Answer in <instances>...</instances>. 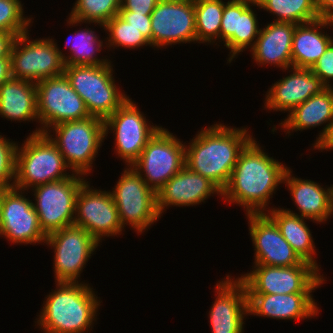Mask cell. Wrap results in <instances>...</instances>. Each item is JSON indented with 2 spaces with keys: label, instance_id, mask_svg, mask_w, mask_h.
I'll return each instance as SVG.
<instances>
[{
  "label": "cell",
  "instance_id": "b9f144b4",
  "mask_svg": "<svg viewBox=\"0 0 333 333\" xmlns=\"http://www.w3.org/2000/svg\"><path fill=\"white\" fill-rule=\"evenodd\" d=\"M15 36L9 32L0 31V59L10 58V51Z\"/></svg>",
  "mask_w": 333,
  "mask_h": 333
},
{
  "label": "cell",
  "instance_id": "7c38bea8",
  "mask_svg": "<svg viewBox=\"0 0 333 333\" xmlns=\"http://www.w3.org/2000/svg\"><path fill=\"white\" fill-rule=\"evenodd\" d=\"M121 176L115 190L111 192L120 222L123 228L129 223L138 233H142L161 217L157 209L156 192L131 166Z\"/></svg>",
  "mask_w": 333,
  "mask_h": 333
},
{
  "label": "cell",
  "instance_id": "9a60e30c",
  "mask_svg": "<svg viewBox=\"0 0 333 333\" xmlns=\"http://www.w3.org/2000/svg\"><path fill=\"white\" fill-rule=\"evenodd\" d=\"M74 225L84 228L98 243L103 236L120 235L123 226L111 192L93 190L85 182L76 196Z\"/></svg>",
  "mask_w": 333,
  "mask_h": 333
},
{
  "label": "cell",
  "instance_id": "d4e9b609",
  "mask_svg": "<svg viewBox=\"0 0 333 333\" xmlns=\"http://www.w3.org/2000/svg\"><path fill=\"white\" fill-rule=\"evenodd\" d=\"M284 183L291 191L300 217L320 223L327 221L333 214V185L326 190L314 181L292 177L289 169L286 171Z\"/></svg>",
  "mask_w": 333,
  "mask_h": 333
},
{
  "label": "cell",
  "instance_id": "ba28073f",
  "mask_svg": "<svg viewBox=\"0 0 333 333\" xmlns=\"http://www.w3.org/2000/svg\"><path fill=\"white\" fill-rule=\"evenodd\" d=\"M253 267V271L239 278L247 294L311 293L325 281L319 270L305 261L290 267L261 264Z\"/></svg>",
  "mask_w": 333,
  "mask_h": 333
},
{
  "label": "cell",
  "instance_id": "8992f818",
  "mask_svg": "<svg viewBox=\"0 0 333 333\" xmlns=\"http://www.w3.org/2000/svg\"><path fill=\"white\" fill-rule=\"evenodd\" d=\"M53 128V129H52ZM56 138L45 132L63 155L66 165L72 172L90 174L98 148L105 138L104 121L97 117L66 121L51 127Z\"/></svg>",
  "mask_w": 333,
  "mask_h": 333
},
{
  "label": "cell",
  "instance_id": "ee69618b",
  "mask_svg": "<svg viewBox=\"0 0 333 333\" xmlns=\"http://www.w3.org/2000/svg\"><path fill=\"white\" fill-rule=\"evenodd\" d=\"M324 149H333V133H332V136L330 137V139L328 140V142L325 144V146L321 149V150H324Z\"/></svg>",
  "mask_w": 333,
  "mask_h": 333
},
{
  "label": "cell",
  "instance_id": "83f0119b",
  "mask_svg": "<svg viewBox=\"0 0 333 333\" xmlns=\"http://www.w3.org/2000/svg\"><path fill=\"white\" fill-rule=\"evenodd\" d=\"M267 215L275 222L282 236L292 246L298 256L320 270L316 260H314L315 257H313L315 245L304 218L293 213V211L291 212V210L282 208H271Z\"/></svg>",
  "mask_w": 333,
  "mask_h": 333
},
{
  "label": "cell",
  "instance_id": "836d02e7",
  "mask_svg": "<svg viewBox=\"0 0 333 333\" xmlns=\"http://www.w3.org/2000/svg\"><path fill=\"white\" fill-rule=\"evenodd\" d=\"M105 30L109 31V47L138 48L144 45H150V42L142 35L141 31L130 23H127L119 15L114 16L105 25ZM117 45V46H116Z\"/></svg>",
  "mask_w": 333,
  "mask_h": 333
},
{
  "label": "cell",
  "instance_id": "7402d4cb",
  "mask_svg": "<svg viewBox=\"0 0 333 333\" xmlns=\"http://www.w3.org/2000/svg\"><path fill=\"white\" fill-rule=\"evenodd\" d=\"M293 73L274 83L266 95L265 108L291 112L326 87L310 68L291 67Z\"/></svg>",
  "mask_w": 333,
  "mask_h": 333
},
{
  "label": "cell",
  "instance_id": "ab89813d",
  "mask_svg": "<svg viewBox=\"0 0 333 333\" xmlns=\"http://www.w3.org/2000/svg\"><path fill=\"white\" fill-rule=\"evenodd\" d=\"M160 0H121L120 9L133 13L151 14Z\"/></svg>",
  "mask_w": 333,
  "mask_h": 333
},
{
  "label": "cell",
  "instance_id": "7a4b0ae2",
  "mask_svg": "<svg viewBox=\"0 0 333 333\" xmlns=\"http://www.w3.org/2000/svg\"><path fill=\"white\" fill-rule=\"evenodd\" d=\"M244 128L214 124L201 130L185 146V166L207 177L223 190L231 177L241 151L253 139ZM188 148V149H187Z\"/></svg>",
  "mask_w": 333,
  "mask_h": 333
},
{
  "label": "cell",
  "instance_id": "74e56055",
  "mask_svg": "<svg viewBox=\"0 0 333 333\" xmlns=\"http://www.w3.org/2000/svg\"><path fill=\"white\" fill-rule=\"evenodd\" d=\"M311 70L326 88L332 87L329 83L330 79L333 80V42L311 67Z\"/></svg>",
  "mask_w": 333,
  "mask_h": 333
},
{
  "label": "cell",
  "instance_id": "9c48e42d",
  "mask_svg": "<svg viewBox=\"0 0 333 333\" xmlns=\"http://www.w3.org/2000/svg\"><path fill=\"white\" fill-rule=\"evenodd\" d=\"M184 166L185 144L162 127L148 140L139 158L131 165L156 193Z\"/></svg>",
  "mask_w": 333,
  "mask_h": 333
},
{
  "label": "cell",
  "instance_id": "1f68e13d",
  "mask_svg": "<svg viewBox=\"0 0 333 333\" xmlns=\"http://www.w3.org/2000/svg\"><path fill=\"white\" fill-rule=\"evenodd\" d=\"M120 7L121 0H77L68 23L75 25L87 21L104 27L110 19L119 15Z\"/></svg>",
  "mask_w": 333,
  "mask_h": 333
},
{
  "label": "cell",
  "instance_id": "60d3db41",
  "mask_svg": "<svg viewBox=\"0 0 333 333\" xmlns=\"http://www.w3.org/2000/svg\"><path fill=\"white\" fill-rule=\"evenodd\" d=\"M315 7L319 19L333 21V0H315Z\"/></svg>",
  "mask_w": 333,
  "mask_h": 333
},
{
  "label": "cell",
  "instance_id": "f6af8a7d",
  "mask_svg": "<svg viewBox=\"0 0 333 333\" xmlns=\"http://www.w3.org/2000/svg\"><path fill=\"white\" fill-rule=\"evenodd\" d=\"M4 189L2 187H0V205H1V192L3 191Z\"/></svg>",
  "mask_w": 333,
  "mask_h": 333
},
{
  "label": "cell",
  "instance_id": "7bdbcfd3",
  "mask_svg": "<svg viewBox=\"0 0 333 333\" xmlns=\"http://www.w3.org/2000/svg\"><path fill=\"white\" fill-rule=\"evenodd\" d=\"M10 58L0 59V86L11 78Z\"/></svg>",
  "mask_w": 333,
  "mask_h": 333
},
{
  "label": "cell",
  "instance_id": "4fadbf2b",
  "mask_svg": "<svg viewBox=\"0 0 333 333\" xmlns=\"http://www.w3.org/2000/svg\"><path fill=\"white\" fill-rule=\"evenodd\" d=\"M44 243L55 251L56 283H77L83 267L99 244L84 228L75 225L48 234Z\"/></svg>",
  "mask_w": 333,
  "mask_h": 333
},
{
  "label": "cell",
  "instance_id": "8d00e7d4",
  "mask_svg": "<svg viewBox=\"0 0 333 333\" xmlns=\"http://www.w3.org/2000/svg\"><path fill=\"white\" fill-rule=\"evenodd\" d=\"M237 24L238 0H229L224 5L219 39L226 43L237 32Z\"/></svg>",
  "mask_w": 333,
  "mask_h": 333
},
{
  "label": "cell",
  "instance_id": "f35d334b",
  "mask_svg": "<svg viewBox=\"0 0 333 333\" xmlns=\"http://www.w3.org/2000/svg\"><path fill=\"white\" fill-rule=\"evenodd\" d=\"M151 14H139L133 13L131 11L120 9L119 16L124 19L127 23H130L131 26L139 29L142 35L150 42L152 38L151 31Z\"/></svg>",
  "mask_w": 333,
  "mask_h": 333
},
{
  "label": "cell",
  "instance_id": "d6a6232c",
  "mask_svg": "<svg viewBox=\"0 0 333 333\" xmlns=\"http://www.w3.org/2000/svg\"><path fill=\"white\" fill-rule=\"evenodd\" d=\"M72 40L76 42H74V45L69 46L71 49L70 56H64L65 65H101L110 63L107 59H98L94 54L95 51H101L103 41L99 40L91 28H85L79 32L76 31V35Z\"/></svg>",
  "mask_w": 333,
  "mask_h": 333
},
{
  "label": "cell",
  "instance_id": "4dcf8cb0",
  "mask_svg": "<svg viewBox=\"0 0 333 333\" xmlns=\"http://www.w3.org/2000/svg\"><path fill=\"white\" fill-rule=\"evenodd\" d=\"M224 5L222 0H194L198 43H213L220 37Z\"/></svg>",
  "mask_w": 333,
  "mask_h": 333
},
{
  "label": "cell",
  "instance_id": "8fae6325",
  "mask_svg": "<svg viewBox=\"0 0 333 333\" xmlns=\"http://www.w3.org/2000/svg\"><path fill=\"white\" fill-rule=\"evenodd\" d=\"M37 113L43 126L32 134L48 132L50 127L91 117L84 100L71 87L64 74L36 84Z\"/></svg>",
  "mask_w": 333,
  "mask_h": 333
},
{
  "label": "cell",
  "instance_id": "603a6c76",
  "mask_svg": "<svg viewBox=\"0 0 333 333\" xmlns=\"http://www.w3.org/2000/svg\"><path fill=\"white\" fill-rule=\"evenodd\" d=\"M311 293L247 294L248 314L276 319H306L318 314Z\"/></svg>",
  "mask_w": 333,
  "mask_h": 333
},
{
  "label": "cell",
  "instance_id": "f1b7e54d",
  "mask_svg": "<svg viewBox=\"0 0 333 333\" xmlns=\"http://www.w3.org/2000/svg\"><path fill=\"white\" fill-rule=\"evenodd\" d=\"M254 5L275 14L277 22L305 24L319 19L315 0H254Z\"/></svg>",
  "mask_w": 333,
  "mask_h": 333
},
{
  "label": "cell",
  "instance_id": "277c9868",
  "mask_svg": "<svg viewBox=\"0 0 333 333\" xmlns=\"http://www.w3.org/2000/svg\"><path fill=\"white\" fill-rule=\"evenodd\" d=\"M22 146L21 148L17 146L16 150L13 187L24 193V190L30 189L29 187L33 188L71 176L66 172L69 167L63 155L45 133L31 134Z\"/></svg>",
  "mask_w": 333,
  "mask_h": 333
},
{
  "label": "cell",
  "instance_id": "52a82bcc",
  "mask_svg": "<svg viewBox=\"0 0 333 333\" xmlns=\"http://www.w3.org/2000/svg\"><path fill=\"white\" fill-rule=\"evenodd\" d=\"M28 40L29 34L25 32L16 36L12 44L10 66L13 78L37 84L64 73V55L54 40Z\"/></svg>",
  "mask_w": 333,
  "mask_h": 333
},
{
  "label": "cell",
  "instance_id": "2e32d148",
  "mask_svg": "<svg viewBox=\"0 0 333 333\" xmlns=\"http://www.w3.org/2000/svg\"><path fill=\"white\" fill-rule=\"evenodd\" d=\"M151 17V46L197 42L194 0H160Z\"/></svg>",
  "mask_w": 333,
  "mask_h": 333
},
{
  "label": "cell",
  "instance_id": "d590c367",
  "mask_svg": "<svg viewBox=\"0 0 333 333\" xmlns=\"http://www.w3.org/2000/svg\"><path fill=\"white\" fill-rule=\"evenodd\" d=\"M0 135V187L3 189L12 188L15 179L16 165V143L5 139Z\"/></svg>",
  "mask_w": 333,
  "mask_h": 333
},
{
  "label": "cell",
  "instance_id": "4316f807",
  "mask_svg": "<svg viewBox=\"0 0 333 333\" xmlns=\"http://www.w3.org/2000/svg\"><path fill=\"white\" fill-rule=\"evenodd\" d=\"M0 115L12 120H39L36 84L11 77L0 86Z\"/></svg>",
  "mask_w": 333,
  "mask_h": 333
},
{
  "label": "cell",
  "instance_id": "3957f363",
  "mask_svg": "<svg viewBox=\"0 0 333 333\" xmlns=\"http://www.w3.org/2000/svg\"><path fill=\"white\" fill-rule=\"evenodd\" d=\"M89 284L57 282L36 321L45 333H84L96 319L100 301Z\"/></svg>",
  "mask_w": 333,
  "mask_h": 333
},
{
  "label": "cell",
  "instance_id": "30bf717a",
  "mask_svg": "<svg viewBox=\"0 0 333 333\" xmlns=\"http://www.w3.org/2000/svg\"><path fill=\"white\" fill-rule=\"evenodd\" d=\"M80 175L72 173L69 178L33 187L37 202L33 207L46 235L74 225L76 196L86 182Z\"/></svg>",
  "mask_w": 333,
  "mask_h": 333
},
{
  "label": "cell",
  "instance_id": "cb8c5ba5",
  "mask_svg": "<svg viewBox=\"0 0 333 333\" xmlns=\"http://www.w3.org/2000/svg\"><path fill=\"white\" fill-rule=\"evenodd\" d=\"M296 25L274 21L265 28H261L255 44L250 50L254 60L259 65L273 64L286 70L292 67L291 51Z\"/></svg>",
  "mask_w": 333,
  "mask_h": 333
},
{
  "label": "cell",
  "instance_id": "484cf974",
  "mask_svg": "<svg viewBox=\"0 0 333 333\" xmlns=\"http://www.w3.org/2000/svg\"><path fill=\"white\" fill-rule=\"evenodd\" d=\"M332 20L318 19L305 24H297L292 41V66L310 68L318 61L333 42L331 36L318 31V28L333 26Z\"/></svg>",
  "mask_w": 333,
  "mask_h": 333
},
{
  "label": "cell",
  "instance_id": "e0dca14e",
  "mask_svg": "<svg viewBox=\"0 0 333 333\" xmlns=\"http://www.w3.org/2000/svg\"><path fill=\"white\" fill-rule=\"evenodd\" d=\"M22 194L15 187L1 192L0 235L15 244L45 242L47 235L40 227L33 202Z\"/></svg>",
  "mask_w": 333,
  "mask_h": 333
},
{
  "label": "cell",
  "instance_id": "ac0fdd59",
  "mask_svg": "<svg viewBox=\"0 0 333 333\" xmlns=\"http://www.w3.org/2000/svg\"><path fill=\"white\" fill-rule=\"evenodd\" d=\"M247 216L250 236L255 246V264L290 267L304 262L266 213Z\"/></svg>",
  "mask_w": 333,
  "mask_h": 333
},
{
  "label": "cell",
  "instance_id": "44dd1931",
  "mask_svg": "<svg viewBox=\"0 0 333 333\" xmlns=\"http://www.w3.org/2000/svg\"><path fill=\"white\" fill-rule=\"evenodd\" d=\"M288 118L281 122V127L287 130H305L327 123L313 145L314 149H322L333 133V87L323 89L319 94L292 110Z\"/></svg>",
  "mask_w": 333,
  "mask_h": 333
},
{
  "label": "cell",
  "instance_id": "d6986e66",
  "mask_svg": "<svg viewBox=\"0 0 333 333\" xmlns=\"http://www.w3.org/2000/svg\"><path fill=\"white\" fill-rule=\"evenodd\" d=\"M227 275L216 285L217 298L209 311L212 333H242L244 316L248 314L247 291L239 279Z\"/></svg>",
  "mask_w": 333,
  "mask_h": 333
},
{
  "label": "cell",
  "instance_id": "5b68a950",
  "mask_svg": "<svg viewBox=\"0 0 333 333\" xmlns=\"http://www.w3.org/2000/svg\"><path fill=\"white\" fill-rule=\"evenodd\" d=\"M111 63L101 65H65L64 75L84 100L92 117L103 121L129 97L115 85Z\"/></svg>",
  "mask_w": 333,
  "mask_h": 333
},
{
  "label": "cell",
  "instance_id": "6da1fadb",
  "mask_svg": "<svg viewBox=\"0 0 333 333\" xmlns=\"http://www.w3.org/2000/svg\"><path fill=\"white\" fill-rule=\"evenodd\" d=\"M254 140L241 151L227 186L220 196L246 208V214H262L278 184L284 182L285 165L269 157ZM265 209V210H264Z\"/></svg>",
  "mask_w": 333,
  "mask_h": 333
},
{
  "label": "cell",
  "instance_id": "ffe728a7",
  "mask_svg": "<svg viewBox=\"0 0 333 333\" xmlns=\"http://www.w3.org/2000/svg\"><path fill=\"white\" fill-rule=\"evenodd\" d=\"M214 193L220 195L222 190L207 177L184 166L156 193L157 209L162 215L165 206H195Z\"/></svg>",
  "mask_w": 333,
  "mask_h": 333
},
{
  "label": "cell",
  "instance_id": "5bb4252c",
  "mask_svg": "<svg viewBox=\"0 0 333 333\" xmlns=\"http://www.w3.org/2000/svg\"><path fill=\"white\" fill-rule=\"evenodd\" d=\"M146 122L143 113L129 98L104 120L105 136L109 130H114L117 155L126 161L128 167L139 158L148 140L160 128Z\"/></svg>",
  "mask_w": 333,
  "mask_h": 333
},
{
  "label": "cell",
  "instance_id": "f546056e",
  "mask_svg": "<svg viewBox=\"0 0 333 333\" xmlns=\"http://www.w3.org/2000/svg\"><path fill=\"white\" fill-rule=\"evenodd\" d=\"M250 4L255 6L254 0H238L237 32L224 43V46L231 50L230 54L232 53L228 59L229 63H231L238 53L248 48L249 45V48H252L255 44V39L259 35L260 29H258L257 17Z\"/></svg>",
  "mask_w": 333,
  "mask_h": 333
},
{
  "label": "cell",
  "instance_id": "e575fe53",
  "mask_svg": "<svg viewBox=\"0 0 333 333\" xmlns=\"http://www.w3.org/2000/svg\"><path fill=\"white\" fill-rule=\"evenodd\" d=\"M22 6L20 0H0V31L15 37L29 31L31 19L23 16Z\"/></svg>",
  "mask_w": 333,
  "mask_h": 333
}]
</instances>
